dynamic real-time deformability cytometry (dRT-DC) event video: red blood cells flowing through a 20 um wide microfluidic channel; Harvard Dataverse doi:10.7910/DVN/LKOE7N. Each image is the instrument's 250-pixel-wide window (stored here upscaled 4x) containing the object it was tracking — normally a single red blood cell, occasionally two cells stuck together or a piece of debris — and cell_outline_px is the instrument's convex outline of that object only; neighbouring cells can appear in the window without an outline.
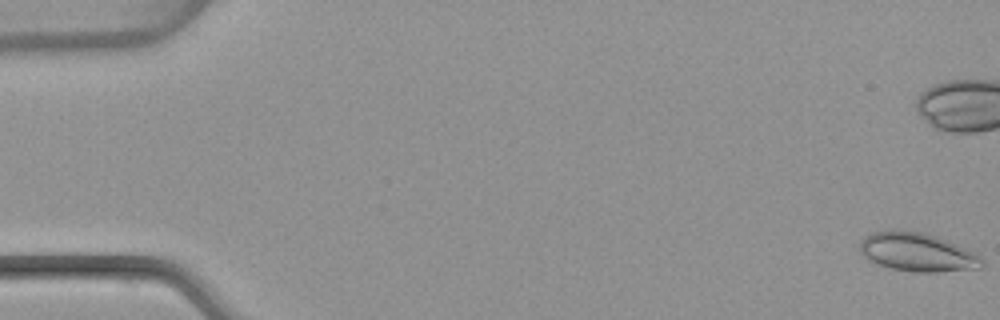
{"species": "common noctule bat (a hibernating species)", "species_latin": "Nyctalus noctula", "temperature_condition": "warm", "stored_images_in_passage": 52, "camera_frame_rate_fps": 3000, "um_per_image_px": 0.085, "animal": {"sex": "female", "body_mass_g": 22.7, "forearm_length_mm": 54.2}, "frame": {"image": 1, "passage_image": 1, "time_ms": 0.0, "image_size_px": [1000, 320], "cell_outline_px": [[984, 264], [980, 268], [940, 272], [912, 272], [892, 268], [876, 264], [868, 260], [860, 252], [860, 240], [864, 236], [872, 232], [920, 232], [936, 236], [976, 252], [984, 260]], "centroid_in_image_um": [78.0, 21.47], "position_along_channel_um": 7.0, "area_um2": 27.22}, "authors_computed_cell_mechanics": {"area_um2": 22.6865, "velocity_mm_per_s": 4.032, "shape_relaxation_time_tau1_ms": null, "shape_relaxation_time_tau2_ms": 1.3805, "deformation_change_tau1": null, "deformation_change_tau2": 0.0731}}